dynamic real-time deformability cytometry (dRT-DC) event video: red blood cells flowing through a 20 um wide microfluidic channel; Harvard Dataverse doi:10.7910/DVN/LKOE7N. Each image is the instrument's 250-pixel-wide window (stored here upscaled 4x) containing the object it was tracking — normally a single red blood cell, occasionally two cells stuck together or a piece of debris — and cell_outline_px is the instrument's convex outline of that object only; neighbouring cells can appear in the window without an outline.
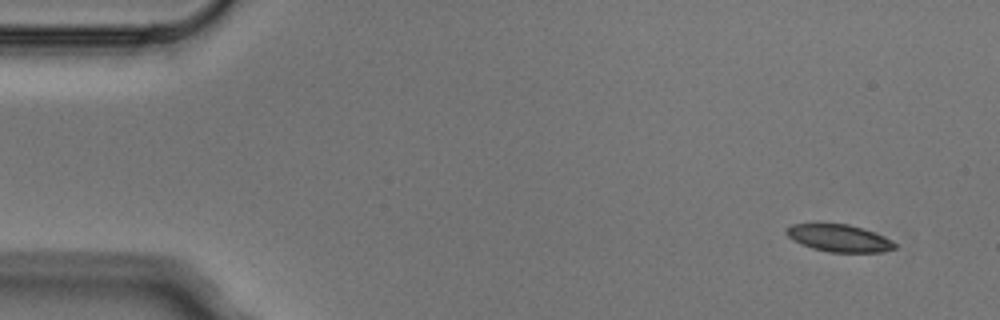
{"species": "Egyptian fruit bat (a non-hibernating species)", "species_latin": "Rousettus aegyptiacus", "temperature_condition": "cold", "stored_images_in_passage": 4, "camera_frame_rate_fps": 3000, "um_per_image_px": 0.085, "animal": {"sex": "male"}, "frame": {"image": 1, "passage_image": 1, "time_ms": 0.0, "image_size_px": [1000, 320], "cell_outline_px": [[896, 248], [884, 252], [828, 252], [812, 248], [792, 240], [784, 232], [784, 228], [792, 224], [848, 224], [884, 236], [892, 240], [896, 244]], "centroid_in_image_um": [71.3, 20.25], "position_along_channel_um": 13.7, "area_um2": 17.17}}
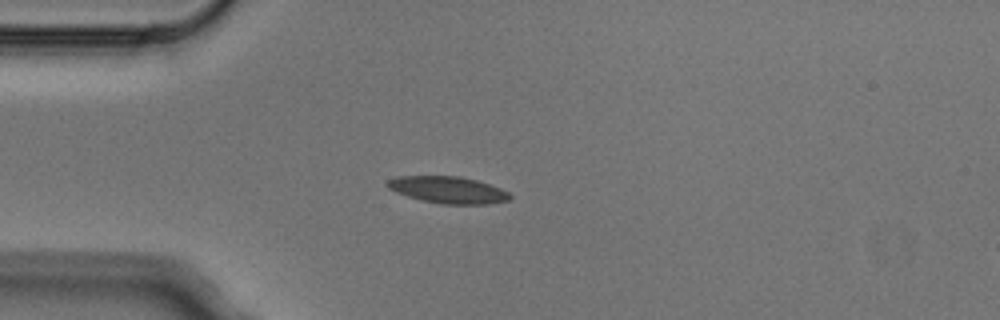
{"frame": {"image": 2, "passage_image": 4, "time_ms": 1.0, "image_size_px": [1000, 320], "cell_outline_px": [[512, 196], [508, 200], [488, 204], [444, 204], [420, 200], [396, 192], [388, 188], [384, 184], [388, 180], [396, 176], [460, 176], [476, 180], [500, 188], [508, 192]], "centroid_in_image_um": [38.05, 16.13], "position_along_channel_um": 47.0, "area_um2": 19.13}}